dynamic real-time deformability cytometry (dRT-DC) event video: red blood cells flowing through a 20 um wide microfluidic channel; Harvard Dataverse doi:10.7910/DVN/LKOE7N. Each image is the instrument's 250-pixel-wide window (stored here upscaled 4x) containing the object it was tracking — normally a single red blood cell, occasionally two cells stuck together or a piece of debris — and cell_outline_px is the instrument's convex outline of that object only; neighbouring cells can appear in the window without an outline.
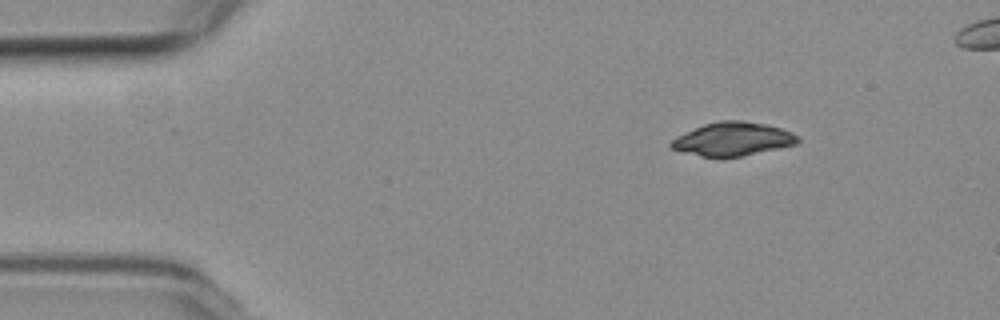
{"species": "common noctule bat (a hibernating species)", "species_latin": "Nyctalus noctula", "temperature_condition": "room temperature", "stored_images_in_passage": 16, "camera_frame_rate_fps": 3000, "um_per_image_px": 0.085, "animal": {"sex": "female", "body_mass_g": 19.3, "forearm_length_mm": 54.1}, "frame": {"image": 1, "passage_image": 1, "time_ms": 0.0, "image_size_px": [1000, 320], "cell_outline_px": [[800, 140], [796, 144], [780, 148], [740, 156], [700, 156], [684, 152], [672, 148], [668, 144], [676, 136], [704, 124], [720, 120], [740, 120], [764, 124], [780, 128], [792, 132], [800, 136]], "centroid_in_image_um": [62.3, 11.81], "position_along_channel_um": 22.7, "area_um2": 24.45}}